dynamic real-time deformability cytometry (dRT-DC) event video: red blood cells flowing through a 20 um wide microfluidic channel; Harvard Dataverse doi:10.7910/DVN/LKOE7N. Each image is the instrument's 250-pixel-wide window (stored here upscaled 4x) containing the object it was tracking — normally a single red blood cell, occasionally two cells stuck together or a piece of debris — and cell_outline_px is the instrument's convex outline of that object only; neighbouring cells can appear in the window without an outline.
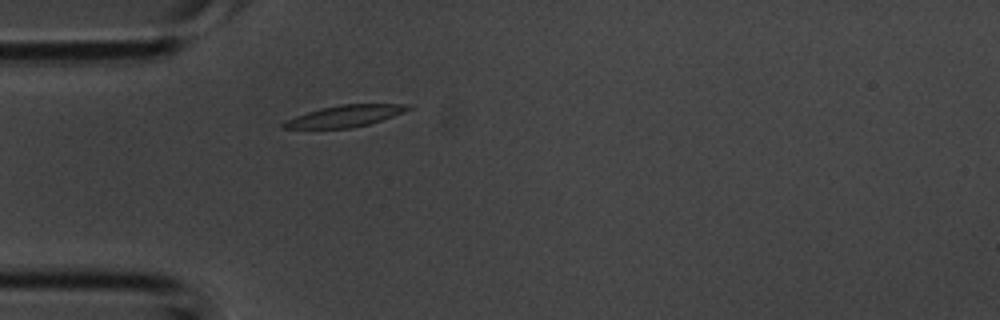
{"species": "common noctule bat (a hibernating species)", "species_latin": "Nyctalus noctula", "temperature_condition": "room temperature", "stored_images_in_passage": 1, "camera_frame_rate_fps": 3000, "um_per_image_px": 0.085, "animal": {"sex": "male", "body_mass_g": 20.1, "forearm_length_mm": 53.5}, "frame": {"image": 1, "passage_image": 1, "time_ms": 0.0, "image_size_px": [1000, 320], "cell_outline_px": [[412, 108], [404, 112], [368, 124], [352, 128], [284, 128], [280, 124], [284, 120], [320, 108], [340, 104], [408, 104]], "centroid_in_image_um": [29.3, 9.85], "position_along_channel_um": 55.7, "area_um2": 15.49}}